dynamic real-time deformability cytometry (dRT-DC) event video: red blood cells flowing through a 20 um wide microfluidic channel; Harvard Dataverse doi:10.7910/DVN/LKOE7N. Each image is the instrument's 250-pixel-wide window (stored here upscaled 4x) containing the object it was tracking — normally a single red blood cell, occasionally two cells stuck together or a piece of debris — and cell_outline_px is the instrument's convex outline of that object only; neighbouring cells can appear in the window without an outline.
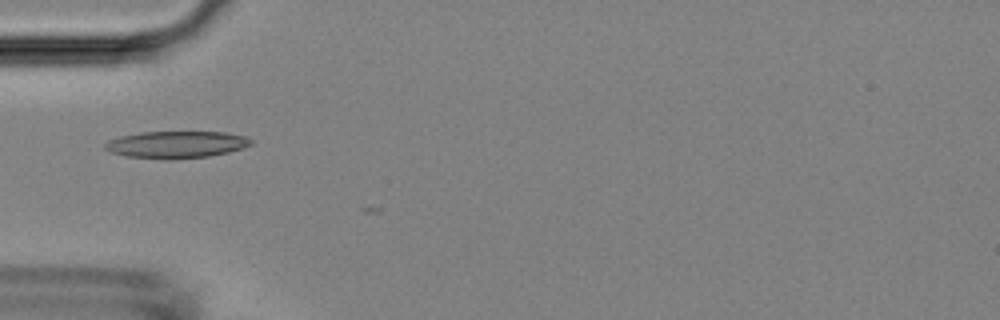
{"species": "Egyptian fruit bat (a non-hibernating species)", "species_latin": "Rousettus aegyptiacus", "temperature_condition": "room temperature", "stored_images_in_passage": 4, "camera_frame_rate_fps": 3000, "um_per_image_px": 0.085, "animal": {"sex": "female"}, "frame": {"image": 1, "passage_image": 3, "time_ms": 2.333, "image_size_px": [1000, 320], "cell_outline_px": [[252, 144], [244, 148], [228, 152], [208, 156], [172, 160], [168, 160], [124, 156], [112, 152], [104, 148], [104, 144], [108, 140], [120, 136], [140, 132], [224, 132], [244, 136], [252, 140]], "centroid_in_image_um": [14.97, 12.29], "position_along_channel_um": 70.0, "area_um2": 23.12}}